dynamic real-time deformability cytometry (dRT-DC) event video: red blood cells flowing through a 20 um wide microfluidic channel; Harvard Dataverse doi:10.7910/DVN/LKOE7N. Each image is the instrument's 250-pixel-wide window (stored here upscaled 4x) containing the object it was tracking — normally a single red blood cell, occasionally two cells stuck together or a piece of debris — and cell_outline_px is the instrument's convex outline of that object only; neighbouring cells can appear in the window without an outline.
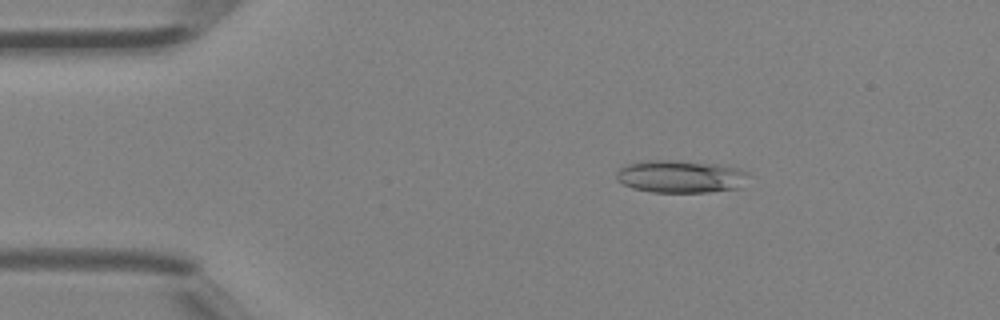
{"species": "Egyptian fruit bat (a non-hibernating species)", "species_latin": "Rousettus aegyptiacus", "temperature_condition": "room temperature", "stored_images_in_passage": 5, "camera_frame_rate_fps": 3000, "um_per_image_px": 0.085, "animal": {"sex": "female"}, "frame": {"image": 1, "passage_image": 3, "time_ms": 0.667, "image_size_px": [1000, 320], "cell_outline_px": [[748, 176], [736, 188], [708, 192], [652, 192], [632, 188], [616, 180], [616, 172], [620, 168], [628, 164], [648, 160], [672, 160], [720, 164], [740, 168], [748, 172]], "centroid_in_image_um": [57.82, 14.99], "position_along_channel_um": 27.2, "area_um2": 24.97}}